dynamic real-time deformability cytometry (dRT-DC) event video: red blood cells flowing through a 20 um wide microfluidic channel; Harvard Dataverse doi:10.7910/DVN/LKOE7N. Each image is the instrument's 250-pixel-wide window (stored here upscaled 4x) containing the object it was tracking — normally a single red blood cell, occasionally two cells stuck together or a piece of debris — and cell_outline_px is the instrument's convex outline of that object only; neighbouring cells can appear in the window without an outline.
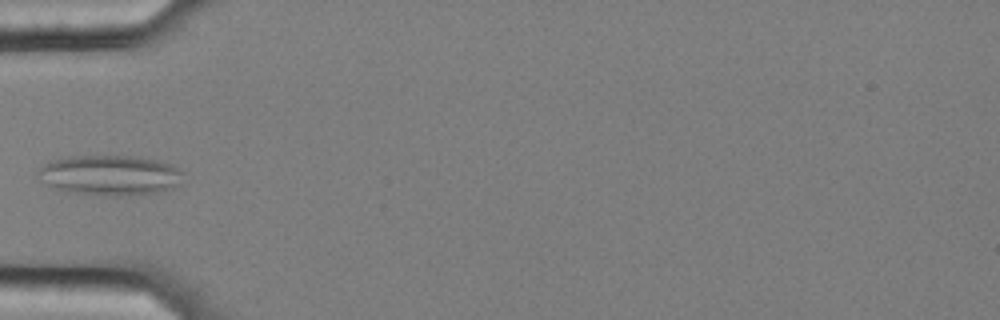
{"species": "common noctule bat (a hibernating species)", "species_latin": "Nyctalus noctula", "temperature_condition": "cold", "stored_images_in_passage": 39, "camera_frame_rate_fps": 3000, "um_per_image_px": 0.085, "animal": {"sex": "female", "body_mass_g": 25.1}, "frame": {"image": 1, "passage_image": 1, "time_ms": 0.0, "image_size_px": [1000, 320], "cell_outline_px": [[184, 172], [180, 184], [164, 192], [128, 196], [112, 196], [68, 192], [48, 184], [36, 176], [36, 172], [44, 164], [52, 160], [68, 156], [132, 156], [156, 160], [172, 164]], "centroid_in_image_um": [9.39, 14.9], "position_along_channel_um": 75.6, "area_um2": 34.28}}
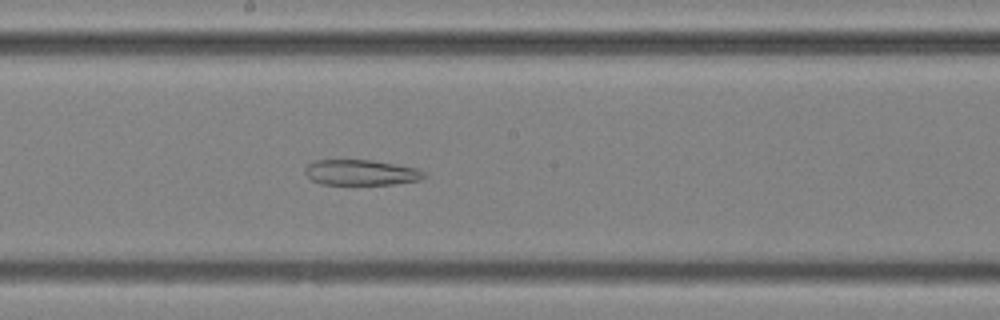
{"frame": {"image": 2, "passage_image": 13, "time_ms": 4.0, "image_size_px": [1000, 320], "cell_outline_px": [[428, 176], [420, 180], [392, 184], [320, 184], [312, 180], [304, 172], [304, 168], [308, 164], [316, 160], [372, 160], [396, 164], [416, 168], [424, 172]], "centroid_in_image_um": [30.69, 14.66], "position_along_channel_um": 217.5, "area_um2": 17.69}}
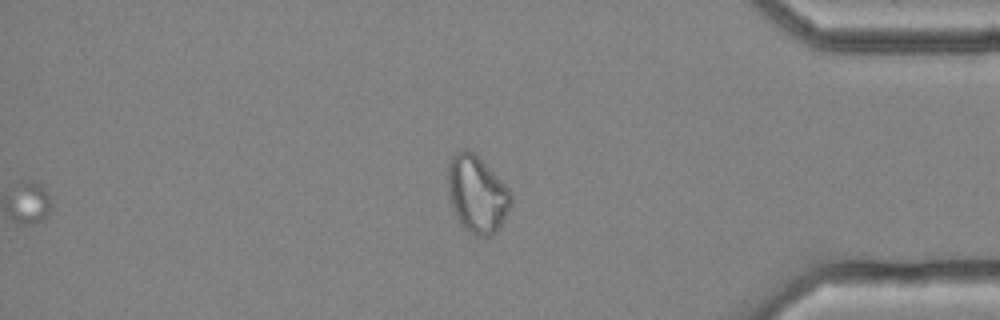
{"frame": {"image": 3, "passage_image": 30, "time_ms": 9.667, "image_size_px": [1000, 320], "cell_outline_px": [[512, 200], [500, 224], [488, 236], [476, 236], [460, 224], [456, 216], [448, 192], [448, 164], [452, 156], [456, 152], [464, 148], [468, 148], [476, 152], [512, 192]], "centroid_in_image_um": [40.52, 16.42], "position_along_channel_um": 394.7, "area_um2": 28.09}}